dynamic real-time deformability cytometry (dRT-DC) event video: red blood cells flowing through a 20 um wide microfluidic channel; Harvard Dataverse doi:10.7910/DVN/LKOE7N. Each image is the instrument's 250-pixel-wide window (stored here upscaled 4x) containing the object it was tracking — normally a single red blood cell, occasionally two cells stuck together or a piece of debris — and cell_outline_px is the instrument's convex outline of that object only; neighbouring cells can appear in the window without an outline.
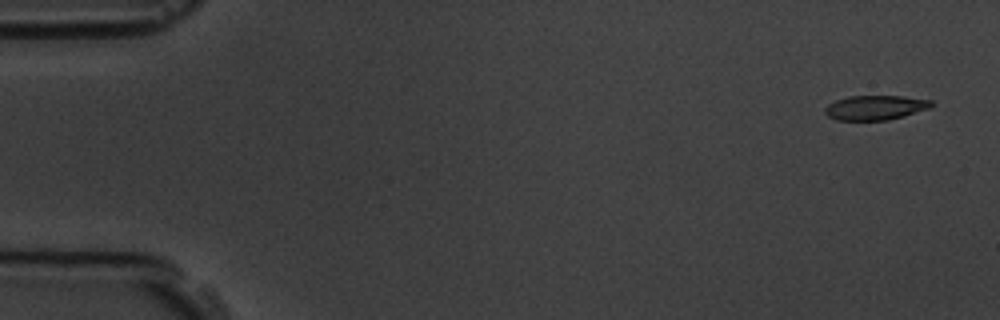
{"species": "common noctule bat (a hibernating species)", "species_latin": "Nyctalus noctula", "temperature_condition": "room temperature", "stored_images_in_passage": 4, "camera_frame_rate_fps": 3000, "um_per_image_px": 0.085, "animal": {"sex": "male", "body_mass_g": 19.5, "forearm_length_mm": 54.6}, "frame": {"image": 1, "passage_image": 1, "time_ms": 0.0, "image_size_px": [1000, 320], "cell_outline_px": [[936, 104], [928, 108], [904, 116], [888, 120], [836, 120], [828, 116], [824, 112], [824, 108], [828, 104], [836, 100], [848, 96], [904, 96], [932, 100]], "centroid_in_image_um": [74.4, 9.14], "position_along_channel_um": 10.6, "area_um2": 15.32}}